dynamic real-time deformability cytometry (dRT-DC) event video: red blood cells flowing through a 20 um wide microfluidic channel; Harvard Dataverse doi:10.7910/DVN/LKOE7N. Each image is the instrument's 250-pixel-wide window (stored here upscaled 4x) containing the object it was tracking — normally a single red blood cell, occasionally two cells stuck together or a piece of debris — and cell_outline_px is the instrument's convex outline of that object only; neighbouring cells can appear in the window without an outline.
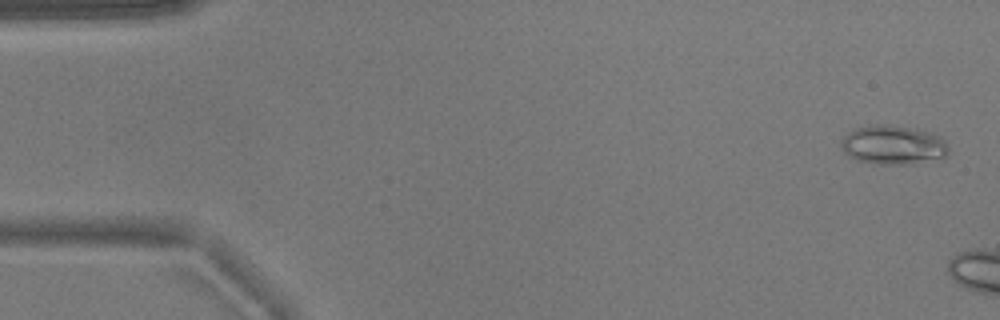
{"species": "common noctule bat (a hibernating species)", "species_latin": "Nyctalus noctula", "temperature_condition": "warm", "stored_images_in_passage": 8, "camera_frame_rate_fps": 3000, "um_per_image_px": 0.085, "animal": {"sex": "male", "body_mass_g": 17.9}, "frame": {"image": 1, "passage_image": 2, "time_ms": 0.333, "image_size_px": [1000, 320], "cell_outline_px": [[948, 152], [944, 160], [908, 164], [876, 164], [856, 160], [848, 156], [840, 148], [840, 140], [844, 136], [856, 128], [880, 124], [884, 124], [916, 128], [940, 136], [944, 140], [948, 148]], "centroid_in_image_um": [75.94, 12.34], "position_along_channel_um": 9.1, "area_um2": 24.85}}